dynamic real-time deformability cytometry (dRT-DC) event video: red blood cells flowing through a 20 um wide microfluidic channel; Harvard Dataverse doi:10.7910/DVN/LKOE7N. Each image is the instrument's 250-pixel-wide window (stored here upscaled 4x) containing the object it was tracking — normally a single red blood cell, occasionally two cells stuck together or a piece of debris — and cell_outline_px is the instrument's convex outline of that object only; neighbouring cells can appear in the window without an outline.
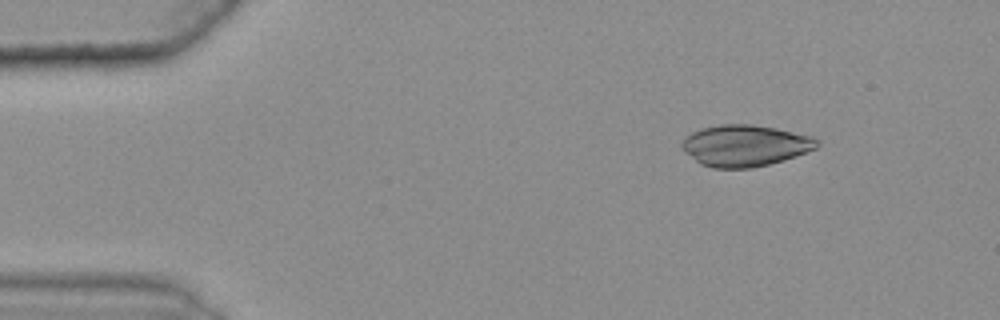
{"species": "common noctule bat (a hibernating species)", "species_latin": "Nyctalus noctula", "temperature_condition": "warm", "stored_images_in_passage": 42, "camera_frame_rate_fps": 3000, "um_per_image_px": 0.085, "animal": {"sex": "female", "body_mass_g": 25.1}, "frame": {"image": 1, "passage_image": 1, "time_ms": 0.0, "image_size_px": [1000, 320], "cell_outline_px": [[820, 144], [816, 148], [796, 156], [768, 164], [752, 168], [712, 168], [700, 164], [684, 152], [680, 144], [684, 136], [700, 128], [720, 124], [752, 124], [776, 128], [812, 136], [820, 140]], "centroid_in_image_um": [63.3, 12.37], "position_along_channel_um": 21.7, "area_um2": 32.89}}
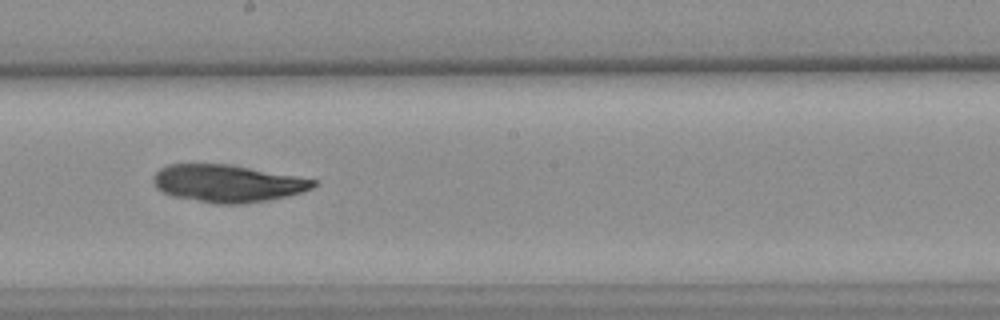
{"frame": {"image": 2, "passage_image": 25, "time_ms": 8.0, "image_size_px": [1000, 320], "cell_outline_px": [[320, 180], [312, 188], [300, 192], [268, 200], [240, 204], [216, 204], [172, 196], [156, 188], [152, 180], [152, 176], [160, 168], [168, 164], [232, 164], [300, 176]], "centroid_in_image_um": [19.34, 15.57], "position_along_channel_um": 228.9, "area_um2": 35.14}}
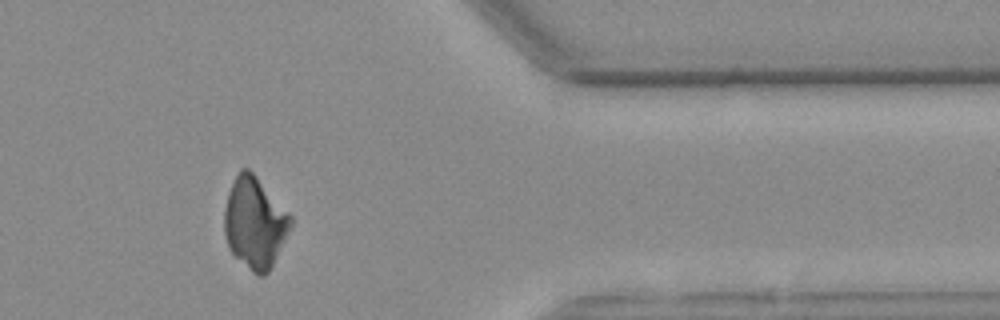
{"frame": {"image": 3, "passage_image": 40, "time_ms": 13.0, "image_size_px": [1000, 320], "cell_outline_px": [[292, 224], [268, 272], [264, 276], [260, 276], [252, 272], [228, 248], [224, 232], [224, 208], [228, 192], [240, 168], [248, 168], [256, 176], [292, 216]], "centroid_in_image_um": [21.63, 18.92], "position_along_channel_um": 389.8, "area_um2": 34.74}}